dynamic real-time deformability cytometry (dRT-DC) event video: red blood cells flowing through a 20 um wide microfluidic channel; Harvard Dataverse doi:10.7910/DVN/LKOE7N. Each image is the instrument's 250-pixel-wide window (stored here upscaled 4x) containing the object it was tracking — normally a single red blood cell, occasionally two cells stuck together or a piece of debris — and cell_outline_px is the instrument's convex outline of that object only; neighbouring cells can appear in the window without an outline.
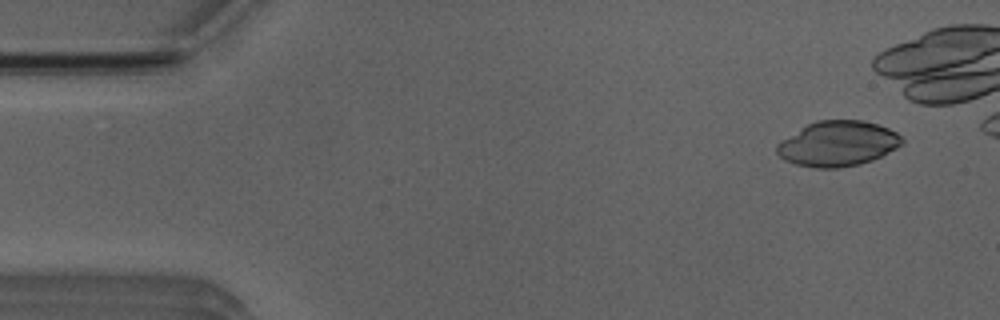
{"species": "Egyptian fruit bat (a non-hibernating species)", "species_latin": "Rousettus aegyptiacus", "temperature_condition": "room temperature", "stored_images_in_passage": 41, "camera_frame_rate_fps": 3000, "um_per_image_px": 0.085, "animal": {"sex": "male"}, "frame": {"image": 1, "passage_image": 4, "time_ms": 1.0, "image_size_px": [1000, 320], "cell_outline_px": [[904, 144], [872, 160], [860, 164], [840, 168], [816, 168], [796, 164], [784, 160], [776, 152], [776, 144], [780, 140], [800, 128], [816, 120], [864, 120], [888, 128], [896, 132], [904, 140]], "centroid_in_image_um": [71.19, 12.21], "position_along_channel_um": 13.8, "area_um2": 33.06}}